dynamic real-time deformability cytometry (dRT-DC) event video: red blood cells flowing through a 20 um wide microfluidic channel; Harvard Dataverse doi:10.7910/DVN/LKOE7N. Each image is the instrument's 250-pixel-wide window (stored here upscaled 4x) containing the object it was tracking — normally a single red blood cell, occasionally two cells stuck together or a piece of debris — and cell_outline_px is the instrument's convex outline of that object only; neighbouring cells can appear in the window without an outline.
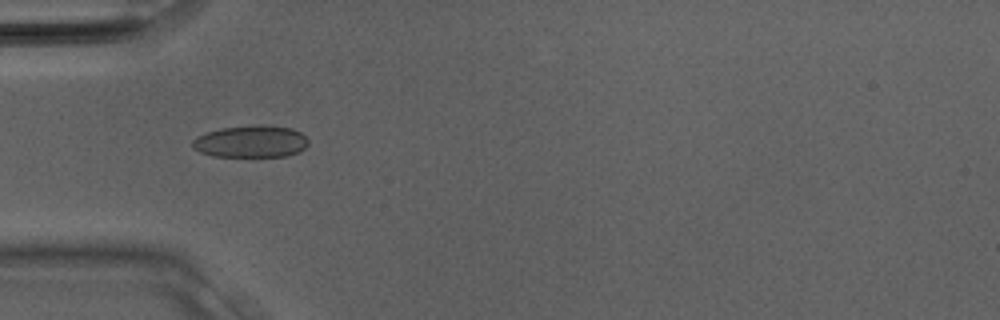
{"species": "Egyptian fruit bat (a non-hibernating species)", "species_latin": "Rousettus aegyptiacus", "temperature_condition": "room temperature", "stored_images_in_passage": 31, "camera_frame_rate_fps": 3000, "um_per_image_px": 0.085, "animal": {"sex": "male"}, "frame": {"image": 1, "passage_image": 9, "time_ms": 2.667, "image_size_px": [1000, 320], "cell_outline_px": [[308, 144], [300, 152], [288, 156], [212, 156], [200, 152], [192, 148], [192, 140], [196, 136], [204, 132], [220, 128], [264, 124], [292, 128], [300, 132], [308, 140]], "centroid_in_image_um": [21.31, 12.02], "position_along_channel_um": 63.7, "area_um2": 21.91}}
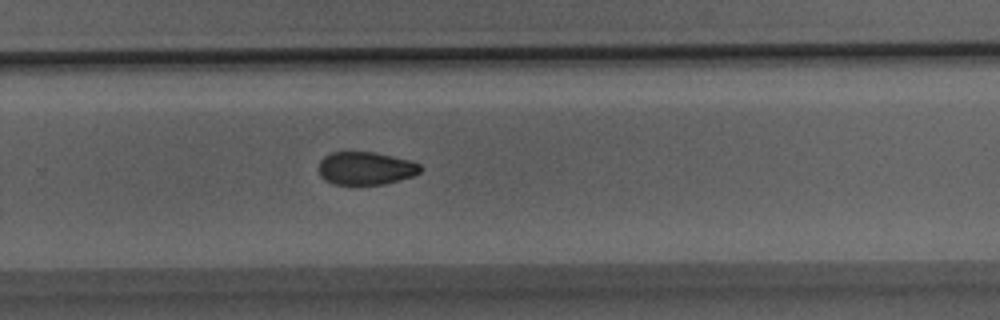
{"frame": {"image": 2, "passage_image": 20, "time_ms": 6.333, "image_size_px": [1000, 320], "cell_outline_px": [[424, 168], [420, 172], [412, 176], [384, 184], [332, 184], [324, 180], [320, 176], [320, 160], [324, 156], [332, 152], [376, 152], [408, 160], [420, 164]], "centroid_in_image_um": [31.08, 14.3], "position_along_channel_um": 298.7, "area_um2": 19.48}}
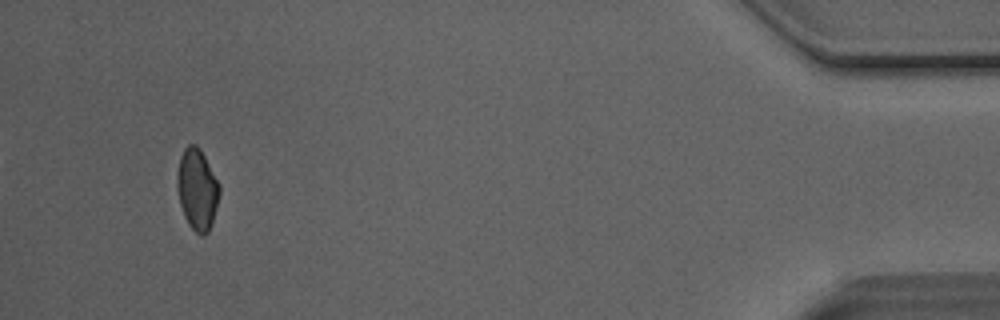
{"frame": {"image": 3, "passage_image": 29, "time_ms": 9.333, "image_size_px": [1000, 320], "cell_outline_px": [[220, 192], [212, 224], [208, 232], [204, 236], [200, 236], [188, 224], [184, 216], [180, 204], [176, 188], [176, 176], [180, 156], [184, 148], [188, 144], [196, 144], [200, 148], [220, 184]], "centroid_in_image_um": [16.75, 16.09], "position_along_channel_um": 418.4, "area_um2": 20.29}}